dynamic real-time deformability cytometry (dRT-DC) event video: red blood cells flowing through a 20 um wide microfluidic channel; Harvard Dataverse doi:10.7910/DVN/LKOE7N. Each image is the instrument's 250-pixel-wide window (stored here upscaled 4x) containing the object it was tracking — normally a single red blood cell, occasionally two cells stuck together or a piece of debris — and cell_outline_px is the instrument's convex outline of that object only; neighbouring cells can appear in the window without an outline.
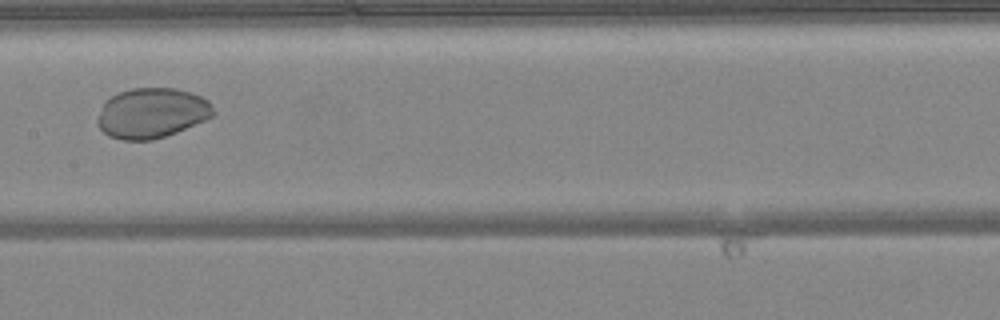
{"species": "common noctule bat (a hibernating species)", "species_latin": "Nyctalus noctula", "temperature_condition": "warm", "stored_images_in_passage": 34, "camera_frame_rate_fps": 3000, "um_per_image_px": 0.085, "animal": {"sex": "female", "body_mass_g": 24.6, "forearm_length_mm": 56.2}, "frame": {"image": 1, "passage_image": 10, "time_ms": 3.0, "image_size_px": [1000, 320], "cell_outline_px": [[216, 112], [212, 116], [204, 120], [176, 132], [152, 140], [124, 140], [108, 136], [96, 124], [96, 120], [104, 104], [112, 96], [120, 92], [132, 88], [172, 88], [188, 92], [200, 96], [208, 100]], "centroid_in_image_um": [12.89, 9.62], "position_along_channel_um": 194.5, "area_um2": 33.47}}